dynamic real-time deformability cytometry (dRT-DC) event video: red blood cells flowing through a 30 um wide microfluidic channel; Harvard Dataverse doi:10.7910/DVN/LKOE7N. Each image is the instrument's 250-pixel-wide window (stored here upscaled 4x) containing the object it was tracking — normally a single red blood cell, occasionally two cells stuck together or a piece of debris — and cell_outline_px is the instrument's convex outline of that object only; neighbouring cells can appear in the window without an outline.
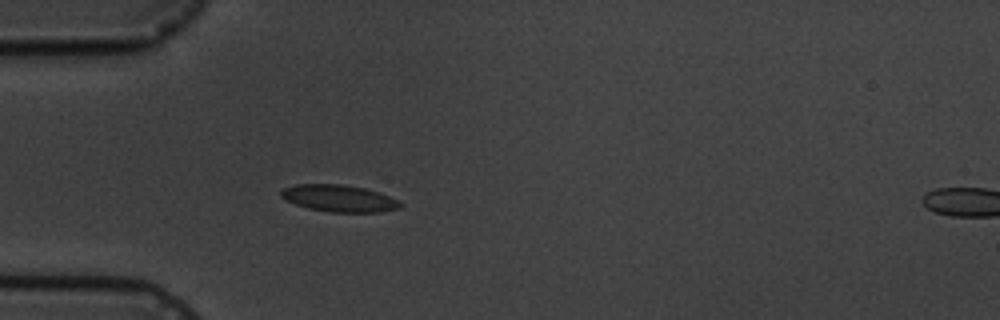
{"species": "common noctule bat (a hibernating species)", "species_latin": "Nyctalus noctula", "temperature_condition": "cold", "stored_images_in_passage": 5, "camera_frame_rate_fps": 3000, "um_per_image_px": 0.085, "animal": {"sex": "male", "body_mass_g": 19.5, "forearm_length_mm": 54.6}, "frame": {"image": 1, "passage_image": 4, "time_ms": 4.333, "image_size_px": [1000, 320], "cell_outline_px": [[404, 204], [400, 208], [380, 212], [332, 212], [308, 208], [296, 204], [280, 196], [280, 192], [284, 188], [296, 184], [344, 184], [364, 188], [380, 192]], "centroid_in_image_um": [28.84, 16.85], "position_along_channel_um": 56.2, "area_um2": 18.61}}